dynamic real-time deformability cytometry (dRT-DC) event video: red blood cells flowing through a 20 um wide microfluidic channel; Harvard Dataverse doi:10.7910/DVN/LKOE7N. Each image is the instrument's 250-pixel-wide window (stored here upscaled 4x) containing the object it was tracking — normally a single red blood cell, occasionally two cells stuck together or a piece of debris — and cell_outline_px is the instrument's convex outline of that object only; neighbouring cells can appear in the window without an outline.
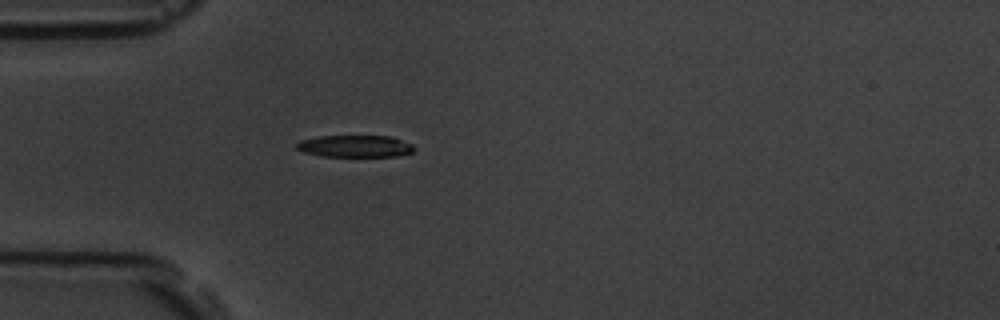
{"species": "common noctule bat (a hibernating species)", "species_latin": "Nyctalus noctula", "temperature_condition": "room temperature", "stored_images_in_passage": 1, "camera_frame_rate_fps": 3000, "um_per_image_px": 0.085, "animal": {"sex": "male", "body_mass_g": 19.5, "forearm_length_mm": 54.6}, "frame": {"image": 1, "passage_image": 1, "time_ms": 0.0, "image_size_px": [1000, 320], "cell_outline_px": [[416, 148], [412, 152], [396, 156], [324, 156], [304, 152], [296, 148], [296, 144], [300, 140], [320, 136], [392, 136], [412, 144]], "centroid_in_image_um": [30.2, 12.42], "position_along_channel_um": 54.8, "area_um2": 14.97}}